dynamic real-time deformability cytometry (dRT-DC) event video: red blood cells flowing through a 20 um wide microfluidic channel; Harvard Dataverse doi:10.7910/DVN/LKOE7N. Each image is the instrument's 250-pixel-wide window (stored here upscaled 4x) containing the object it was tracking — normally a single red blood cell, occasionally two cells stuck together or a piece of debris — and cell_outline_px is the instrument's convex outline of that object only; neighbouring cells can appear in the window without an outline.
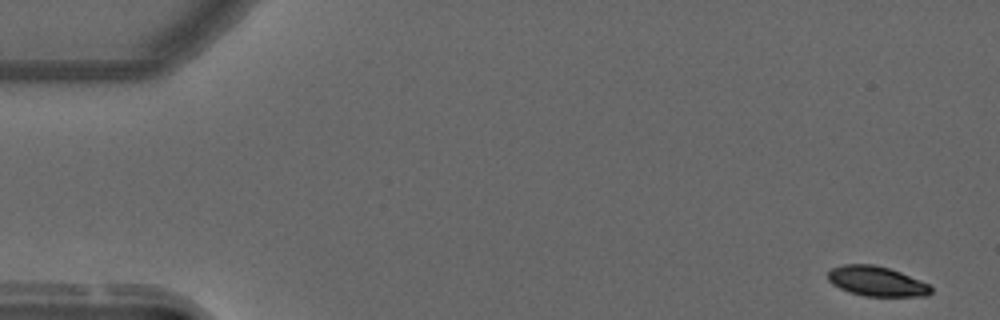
{"species": "common noctule bat (a hibernating species)", "species_latin": "Nyctalus noctula", "temperature_condition": "warm", "stored_images_in_passage": 54, "camera_frame_rate_fps": 3000, "um_per_image_px": 0.085, "animal": {"sex": "male", "forearm_length_mm": 52.5}, "frame": {"image": 1, "passage_image": 1, "time_ms": 0.0, "image_size_px": [1000, 320], "cell_outline_px": [[932, 292], [928, 296], [864, 296], [848, 292], [832, 284], [828, 280], [828, 272], [832, 268], [844, 264], [872, 264], [888, 268], [900, 272], [920, 280], [928, 284], [932, 288]], "centroid_in_image_um": [74.51, 23.91], "position_along_channel_um": 10.5, "area_um2": 17.92}}
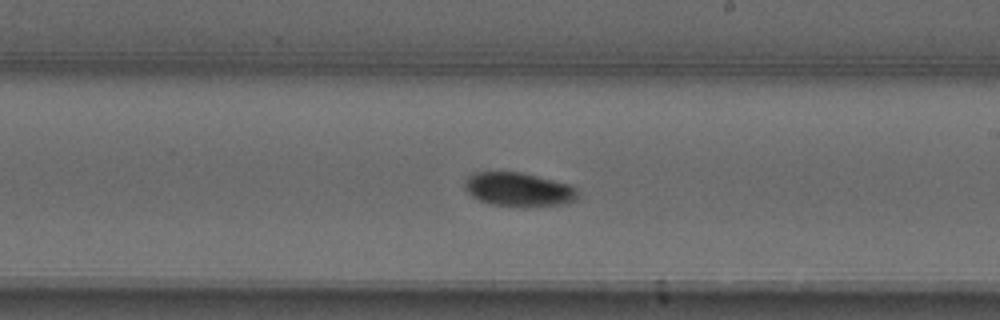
{"frame": {"image": 2, "passage_image": 31, "time_ms": 10.0, "image_size_px": [1000, 320], "cell_outline_px": [[580, 196], [576, 200], [568, 204], [532, 208], [516, 208], [488, 204], [472, 196], [464, 188], [464, 180], [472, 172], [520, 172], [568, 184], [576, 188], [580, 192]], "centroid_in_image_um": [44.11, 16.15], "position_along_channel_um": 244.9, "area_um2": 23.12}}
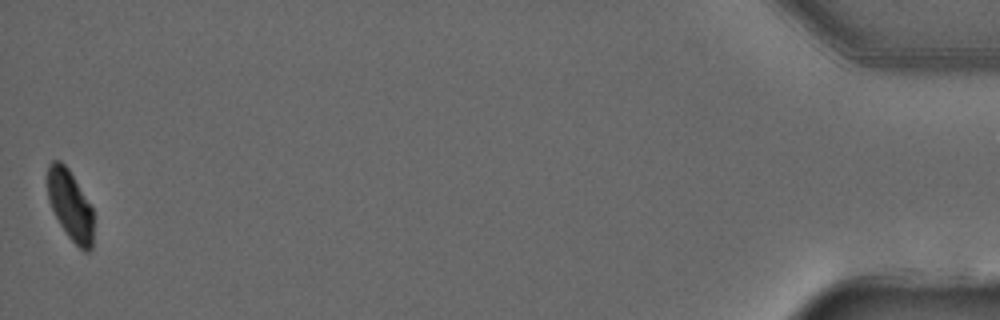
{"frame": {"image": 3, "passage_image": 54, "time_ms": 17.667, "image_size_px": [1000, 320], "cell_outline_px": [[92, 248], [88, 252], [84, 252], [68, 236], [60, 224], [48, 200], [48, 164], [52, 160], [60, 160], [68, 168], [92, 208]], "centroid_in_image_um": [5.96, 17.44], "position_along_channel_um": 429.2, "area_um2": 18.38}, "authors_computed_cell_mechanics": {"area_um2": 21.1259, "velocity_mm_per_s": 3.6825, "shape_relaxation_time_tau1_ms": 3.68, "shape_relaxation_time_tau2_ms": null, "deformation_change_tau1": 0.1194, "deformation_change_tau2": null}}